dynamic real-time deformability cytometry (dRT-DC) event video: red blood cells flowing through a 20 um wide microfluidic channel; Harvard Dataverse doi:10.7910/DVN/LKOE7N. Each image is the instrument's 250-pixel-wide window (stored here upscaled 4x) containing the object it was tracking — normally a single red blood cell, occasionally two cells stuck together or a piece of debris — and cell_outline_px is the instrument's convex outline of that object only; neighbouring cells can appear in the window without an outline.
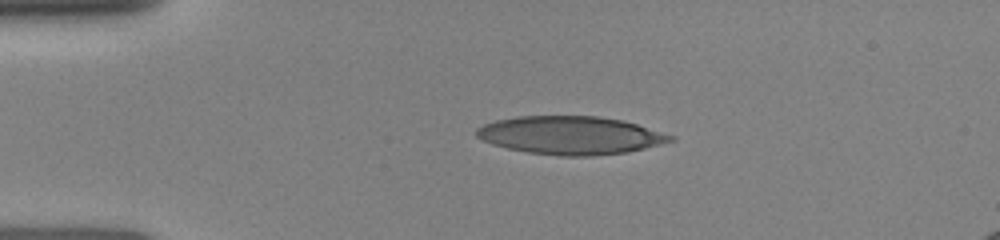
{"species": "human", "species_latin": "Homo sapiens", "temperature_condition": "room temperature", "stored_images_in_passage": 11, "camera_frame_rate_fps": 3000, "um_per_image_px": 0.085, "donor": {"sex": "female"}, "frame": {"image": 1, "passage_image": 4, "time_ms": 2.0, "image_size_px": [1000, 240], "cell_outline_px": [[676, 140], [628, 152], [592, 156], [560, 156], [528, 152], [508, 148], [492, 144], [476, 136], [476, 128], [484, 124], [496, 120], [516, 116], [596, 116], [620, 120], [636, 124], [676, 136]], "centroid_in_image_um": [48.5, 11.5], "position_along_channel_um": 36.5, "area_um2": 43.0}}
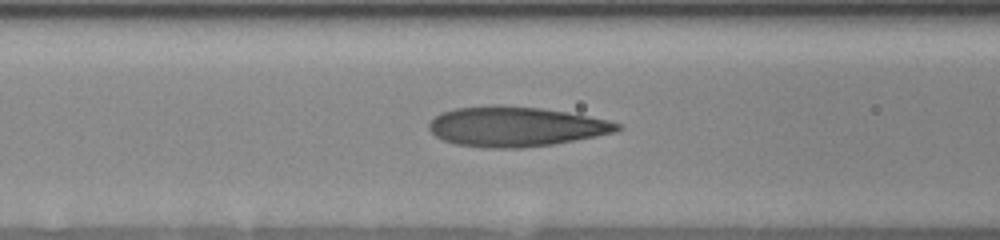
{"frame": {"image": 2, "passage_image": 9, "time_ms": 5.0, "image_size_px": [1000, 240], "cell_outline_px": [[624, 128], [616, 132], [576, 140], [552, 144], [520, 148], [488, 148], [456, 144], [444, 140], [436, 136], [428, 128], [428, 124], [440, 112], [456, 108], [492, 104], [500, 104], [540, 108], [568, 112], [608, 120], [620, 124]], "centroid_in_image_um": [43.84, 10.75], "position_along_channel_um": 122.8, "area_um2": 43.93}}
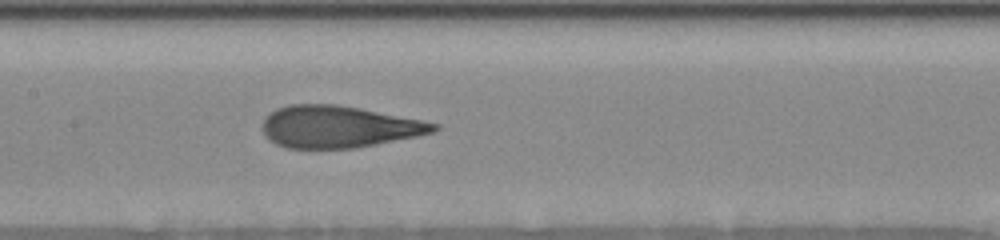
{"frame": {"image": 3, "passage_image": 11, "time_ms": 6.333, "image_size_px": [1000, 240], "cell_outline_px": [[440, 128], [432, 132], [416, 136], [376, 144], [352, 148], [288, 148], [276, 144], [268, 140], [260, 128], [264, 116], [276, 108], [292, 104], [336, 104], [360, 108], [440, 124]], "centroid_in_image_um": [28.71, 10.77], "position_along_channel_um": 178.7, "area_um2": 41.85}}